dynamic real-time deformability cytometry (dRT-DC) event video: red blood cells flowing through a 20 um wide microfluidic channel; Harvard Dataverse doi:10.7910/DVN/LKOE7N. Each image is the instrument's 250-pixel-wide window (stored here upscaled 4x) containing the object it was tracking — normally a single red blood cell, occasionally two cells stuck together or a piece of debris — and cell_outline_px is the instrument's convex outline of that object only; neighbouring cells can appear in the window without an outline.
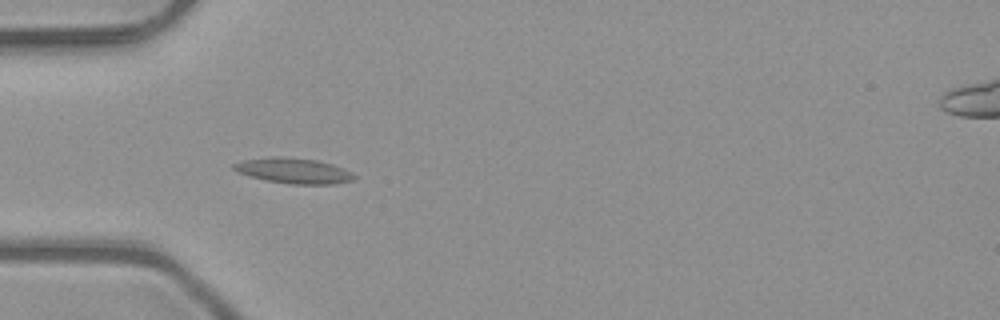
{"species": "common noctule bat (a hibernating species)", "species_latin": "Nyctalus noctula", "temperature_condition": "room temperature", "stored_images_in_passage": 5, "camera_frame_rate_fps": 3000, "um_per_image_px": 0.085, "animal": {"sex": "male", "body_mass_g": 23.1, "forearm_length_mm": 52.7}, "frame": {"image": 1, "passage_image": 4, "time_ms": 1.0, "image_size_px": [1000, 320], "cell_outline_px": [[356, 176], [352, 180], [336, 184], [292, 184], [264, 180], [240, 172], [232, 168], [232, 164], [244, 160], [272, 156], [280, 156], [316, 160], [332, 164], [344, 168], [352, 172]], "centroid_in_image_um": [24.99, 14.51], "position_along_channel_um": 60.0, "area_um2": 17.74}}
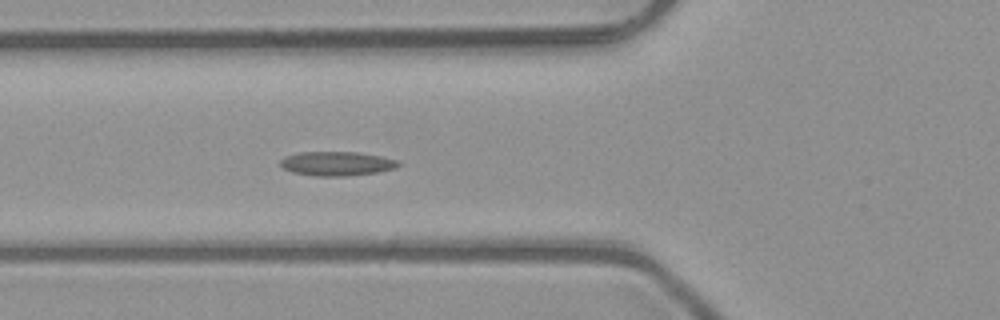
{"frame": {"image": 2, "passage_image": 5, "time_ms": 1.333, "image_size_px": [1000, 320], "cell_outline_px": [[400, 164], [396, 168], [376, 172], [344, 176], [316, 176], [292, 172], [284, 168], [280, 164], [280, 160], [284, 156], [300, 152], [356, 152], [380, 156], [400, 160]], "centroid_in_image_um": [28.62, 13.9], "position_along_channel_um": 97.2, "area_um2": 16.59}}